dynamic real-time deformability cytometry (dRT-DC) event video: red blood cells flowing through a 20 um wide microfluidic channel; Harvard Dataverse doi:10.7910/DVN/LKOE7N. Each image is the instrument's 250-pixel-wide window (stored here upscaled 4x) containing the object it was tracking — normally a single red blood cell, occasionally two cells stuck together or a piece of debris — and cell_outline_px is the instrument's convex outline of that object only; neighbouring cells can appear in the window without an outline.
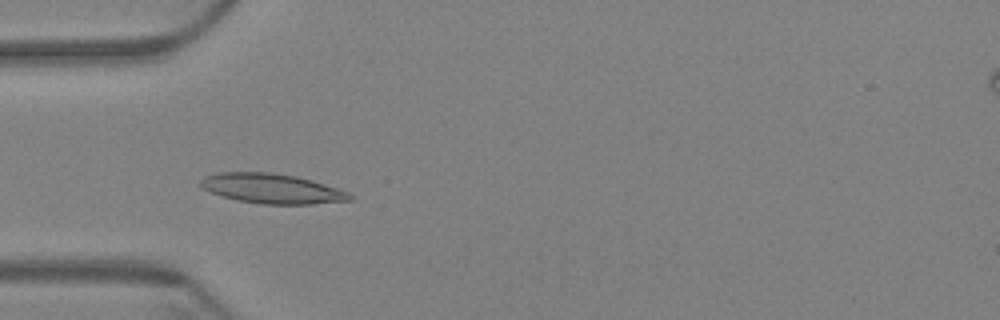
{"species": "Egyptian fruit bat (a non-hibernating species)", "species_latin": "Rousettus aegyptiacus", "temperature_condition": "warm", "stored_images_in_passage": 61, "camera_frame_rate_fps": 3000, "um_per_image_px": 0.085, "animal": {"sex": "female"}, "frame": {"image": 1, "passage_image": 19, "time_ms": 6.0, "image_size_px": [1000, 320], "cell_outline_px": [[352, 200], [312, 204], [264, 204], [236, 200], [220, 196], [204, 188], [200, 184], [200, 180], [204, 176], [220, 172], [272, 172], [296, 176], [312, 180], [348, 192], [352, 196]], "centroid_in_image_um": [23.1, 16.02], "position_along_channel_um": 61.9, "area_um2": 25.84}}
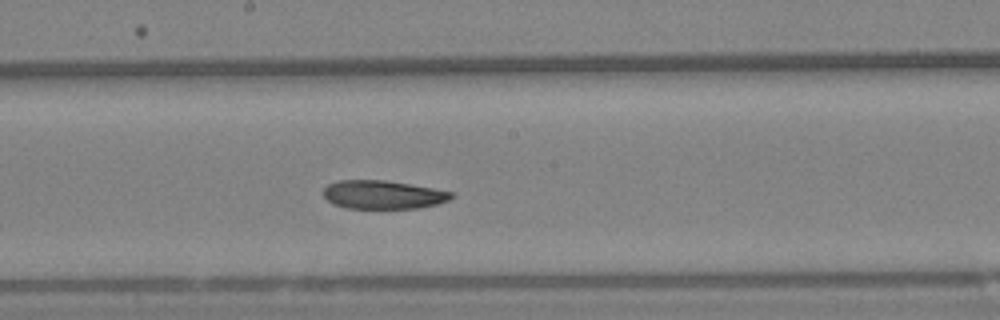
{"frame": {"image": 2, "passage_image": 33, "time_ms": 10.667, "image_size_px": [1000, 320], "cell_outline_px": [[452, 196], [448, 200], [436, 204], [420, 208], [344, 208], [332, 204], [324, 196], [324, 188], [328, 184], [340, 180], [384, 180], [412, 184], [452, 192]], "centroid_in_image_um": [32.52, 16.55], "position_along_channel_um": 215.7, "area_um2": 21.15}}
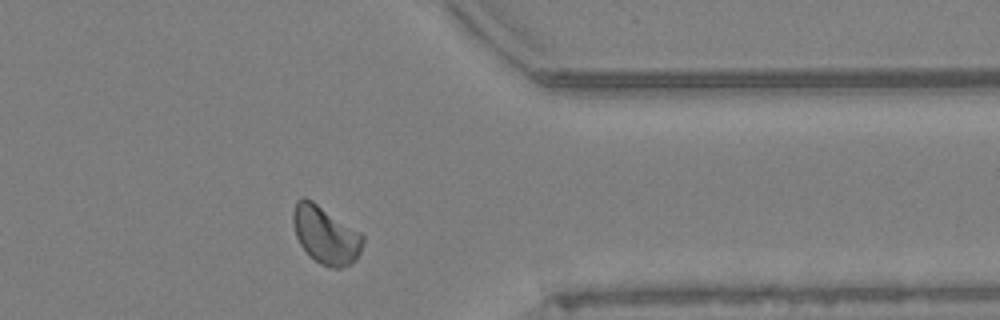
{"frame": {"image": 3, "passage_image": 49, "time_ms": 16.0, "image_size_px": [1000, 320], "cell_outline_px": [[364, 240], [360, 252], [356, 260], [352, 264], [340, 268], [332, 268], [320, 264], [308, 256], [300, 244], [296, 236], [292, 224], [292, 212], [296, 200], [304, 196], [312, 200], [360, 232], [364, 236]], "centroid_in_image_um": [27.65, 19.98], "position_along_channel_um": 383.7, "area_um2": 23.76}, "authors_computed_cell_mechanics": {"area_um2": 23.0044, "velocity_mm_per_s": 3.3454, "shape_relaxation_time_tau1_ms": 9.4599, "shape_relaxation_time_tau2_ms": 9.9473, "deformation_change_tau1": 0.1327, "deformation_change_tau2": 0.1125}}